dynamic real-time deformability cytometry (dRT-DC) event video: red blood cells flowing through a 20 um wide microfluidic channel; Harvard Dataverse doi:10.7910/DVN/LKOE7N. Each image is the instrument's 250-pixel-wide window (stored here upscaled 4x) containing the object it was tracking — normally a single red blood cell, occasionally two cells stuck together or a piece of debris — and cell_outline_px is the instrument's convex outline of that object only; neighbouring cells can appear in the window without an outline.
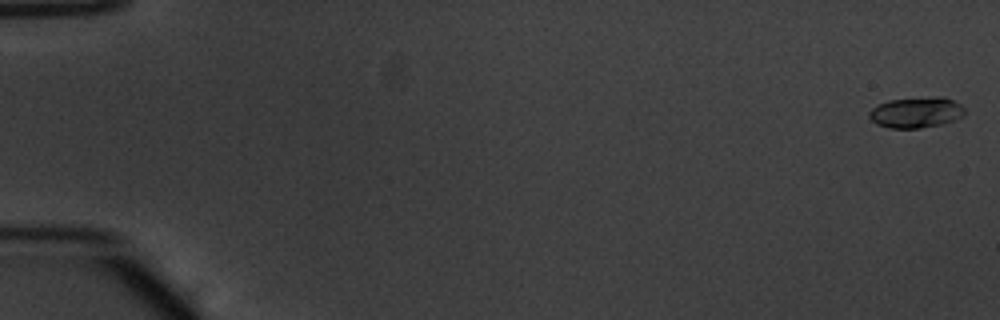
{"species": "common noctule bat (a hibernating species)", "species_latin": "Nyctalus noctula", "temperature_condition": "warm", "stored_images_in_passage": 54, "camera_frame_rate_fps": 3000, "um_per_image_px": 0.085, "animal": {"sex": "male", "body_mass_g": 20.1, "forearm_length_mm": 53.5}, "frame": {"image": 1, "passage_image": 1, "time_ms": 0.0, "image_size_px": [1000, 320], "cell_outline_px": [[964, 116], [940, 124], [920, 128], [888, 128], [876, 124], [868, 116], [868, 112], [872, 108], [888, 100], [936, 96], [944, 96], [960, 104], [964, 108]], "centroid_in_image_um": [77.86, 9.55], "position_along_channel_um": 7.1, "area_um2": 17.11}}
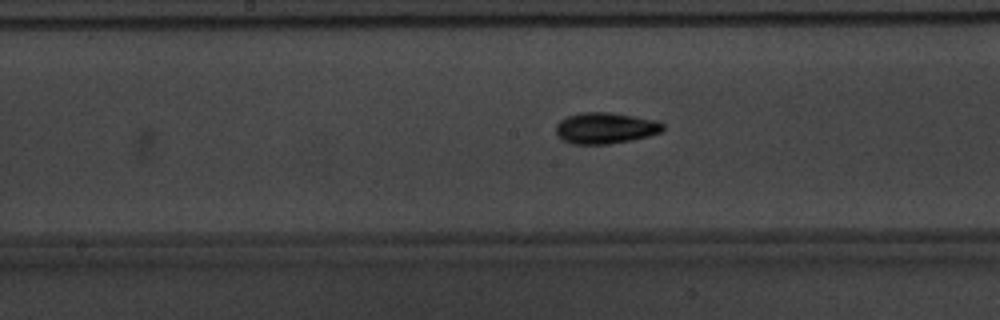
{"frame": {"image": 2, "passage_image": 29, "time_ms": 9.333, "image_size_px": [1000, 320], "cell_outline_px": [[664, 128], [660, 132], [648, 136], [632, 140], [608, 144], [572, 144], [556, 136], [556, 124], [560, 120], [568, 116], [580, 112], [608, 112], [660, 120], [664, 124]], "centroid_in_image_um": [51.46, 10.88], "position_along_channel_um": 196.7, "area_um2": 19.59}}
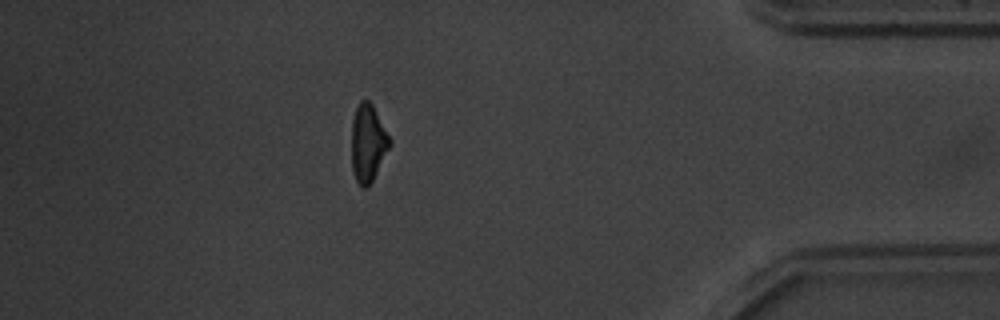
{"frame": {"image": 3, "passage_image": 48, "time_ms": 15.667, "image_size_px": [1000, 320], "cell_outline_px": [[392, 144], [368, 188], [364, 188], [356, 180], [352, 172], [352, 120], [356, 108], [360, 100], [368, 100], [372, 104], [392, 140]], "centroid_in_image_um": [31.29, 12.16], "position_along_channel_um": 403.9, "area_um2": 17.28}, "authors_computed_cell_mechanics": {"area_um2": 17.1955, "velocity_mm_per_s": 3.8447, "shape_relaxation_time_tau1_ms": 2.7237, "shape_relaxation_time_tau2_ms": 4.7834, "deformation_change_tau1": 0.1497, "deformation_change_tau2": 0.1118}}